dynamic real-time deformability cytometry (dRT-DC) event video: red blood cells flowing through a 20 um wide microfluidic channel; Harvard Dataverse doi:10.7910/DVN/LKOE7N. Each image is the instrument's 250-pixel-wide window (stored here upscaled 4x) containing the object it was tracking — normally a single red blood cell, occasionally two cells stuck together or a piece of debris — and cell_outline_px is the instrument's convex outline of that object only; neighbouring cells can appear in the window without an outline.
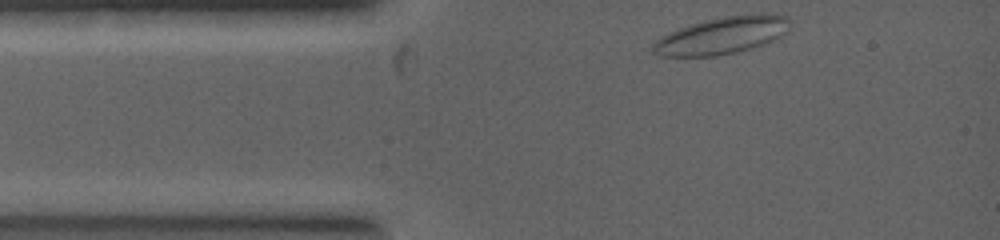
{"species": "common noctule bat (a hibernating species)", "species_latin": "Nyctalus noctula", "temperature_condition": "warm", "stored_images_in_passage": 7, "camera_frame_rate_fps": 5000, "um_per_image_px": 0.085, "animal": {"sex": "female", "body_mass_g": 19.0, "forearm_length_mm": 53.3}, "frame": {"image": 1, "passage_image": 1, "time_ms": 0.0, "image_size_px": [1000, 240], "cell_outline_px": [[792, 20], [784, 32], [780, 36], [764, 44], [752, 48], [736, 52], [716, 56], [664, 56], [652, 52], [652, 44], [656, 40], [672, 32], [708, 20], [728, 16], [784, 16]], "centroid_in_image_um": [61.34, 3.07], "position_along_channel_um": 23.7, "area_um2": 28.15}}
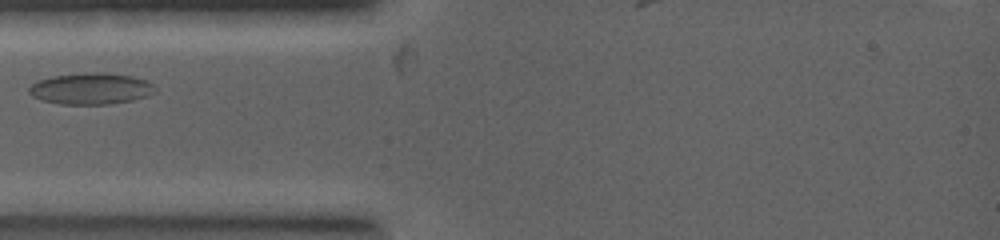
{"frame": {"image": 2, "passage_image": 5, "time_ms": 1.4, "image_size_px": [1000, 240], "cell_outline_px": [[156, 92], [132, 100], [108, 104], [60, 104], [44, 100], [32, 96], [28, 92], [28, 88], [32, 84], [40, 80], [52, 76], [84, 72], [104, 72], [128, 76], [144, 80], [152, 84], [156, 88]], "centroid_in_image_um": [7.7, 7.53], "position_along_channel_um": 77.3, "area_um2": 22.83}}